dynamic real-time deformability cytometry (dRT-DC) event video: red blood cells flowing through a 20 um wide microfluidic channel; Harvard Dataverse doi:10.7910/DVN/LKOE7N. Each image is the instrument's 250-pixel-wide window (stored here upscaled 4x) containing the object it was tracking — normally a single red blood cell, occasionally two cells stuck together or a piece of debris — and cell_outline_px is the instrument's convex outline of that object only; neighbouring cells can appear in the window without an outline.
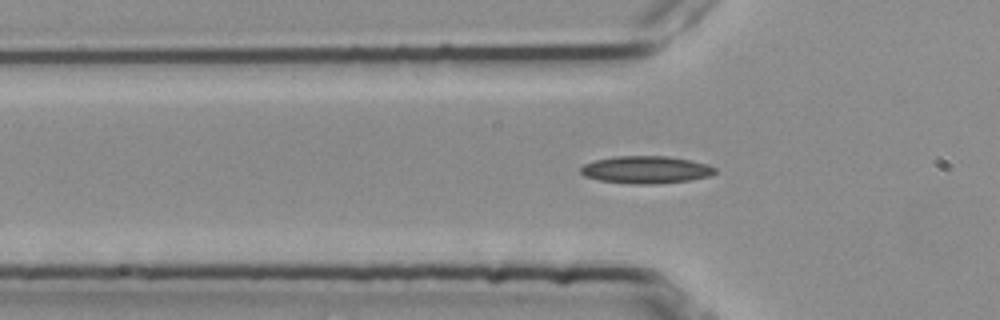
{"species": "common noctule bat (a hibernating species)", "species_latin": "Nyctalus noctula", "temperature_condition": "room temperature", "stored_images_in_passage": 3, "camera_frame_rate_fps": 3000, "um_per_image_px": 0.085, "animal": {"sex": "female", "body_mass_g": 25.1}, "frame": {"image": 1, "passage_image": 3, "time_ms": 0.667, "image_size_px": [1000, 320], "cell_outline_px": [[716, 172], [708, 176], [688, 180], [652, 184], [632, 184], [600, 180], [584, 176], [580, 172], [580, 168], [584, 164], [596, 160], [616, 156], [668, 156], [692, 160], [708, 164], [716, 168]], "centroid_in_image_um": [54.91, 14.42], "position_along_channel_um": 70.9, "area_um2": 21.39}}